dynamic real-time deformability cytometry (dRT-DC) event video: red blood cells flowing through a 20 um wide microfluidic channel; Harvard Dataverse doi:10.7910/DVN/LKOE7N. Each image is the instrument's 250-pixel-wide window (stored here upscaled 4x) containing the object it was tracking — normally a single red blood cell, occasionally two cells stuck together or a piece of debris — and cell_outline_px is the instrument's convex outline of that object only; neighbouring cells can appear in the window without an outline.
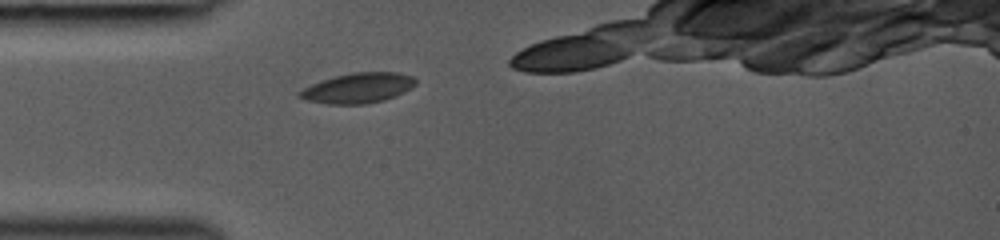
{"species": "common noctule bat (a hibernating species)", "species_latin": "Nyctalus noctula", "temperature_condition": "room temperature", "stored_images_in_passage": 24, "camera_frame_rate_fps": 3000, "um_per_image_px": 0.085, "animal": {"sex": "female", "body_mass_g": 19.0, "forearm_length_mm": 53.3}, "frame": {"image": 1, "passage_image": 1, "time_ms": 0.0, "image_size_px": [1000, 240], "cell_outline_px": [[416, 84], [404, 92], [396, 96], [384, 100], [364, 104], [328, 104], [308, 100], [296, 96], [296, 92], [312, 84], [332, 76], [352, 72], [396, 72], [412, 76], [416, 80]], "centroid_in_image_um": [30.41, 7.47], "position_along_channel_um": 54.6, "area_um2": 20.46}}
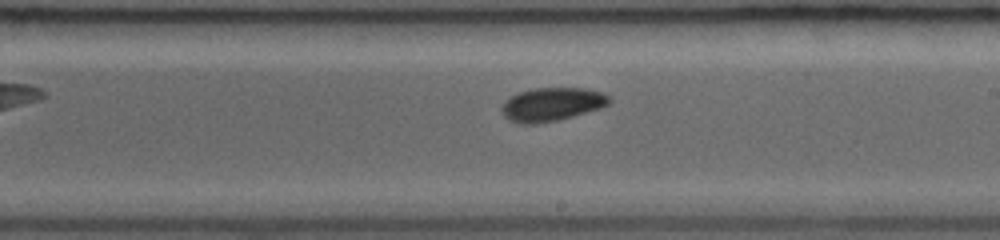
{"frame": {"image": 2, "passage_image": 14, "time_ms": 4.333, "image_size_px": [1000, 240], "cell_outline_px": [[612, 100], [608, 104], [600, 108], [572, 116], [556, 120], [536, 124], [520, 124], [508, 120], [504, 116], [500, 108], [504, 100], [520, 92], [536, 88], [584, 88], [600, 92], [608, 96]], "centroid_in_image_um": [46.86, 8.87], "position_along_channel_um": 242.1, "area_um2": 20.87}}
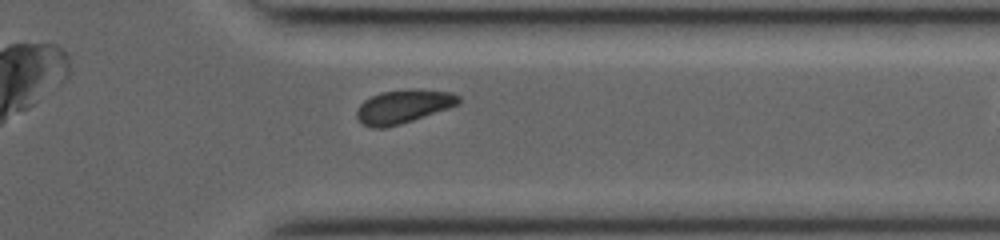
{"frame": {"image": 3, "passage_image": 23, "time_ms": 7.333, "image_size_px": [1000, 240], "cell_outline_px": [[460, 104], [400, 124], [384, 128], [372, 128], [364, 124], [356, 116], [356, 112], [360, 104], [364, 100], [380, 92], [452, 92], [460, 96]], "centroid_in_image_um": [34.24, 9.1], "position_along_channel_um": 377.2, "area_um2": 18.84}}